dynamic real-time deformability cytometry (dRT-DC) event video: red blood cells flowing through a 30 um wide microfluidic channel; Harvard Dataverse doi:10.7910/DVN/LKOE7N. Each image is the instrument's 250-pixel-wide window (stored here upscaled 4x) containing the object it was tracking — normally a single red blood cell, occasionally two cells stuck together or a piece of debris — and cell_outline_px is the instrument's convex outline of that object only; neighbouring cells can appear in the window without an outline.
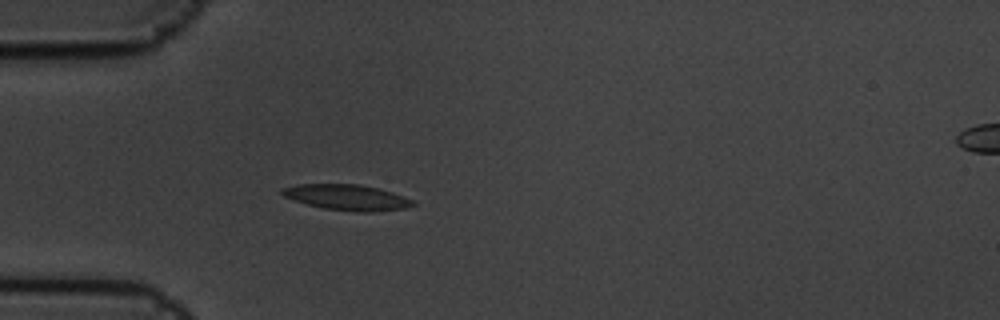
{"species": "common noctule bat (a hibernating species)", "species_latin": "Nyctalus noctula", "temperature_condition": "cold", "stored_images_in_passage": 4, "camera_frame_rate_fps": 3000, "um_per_image_px": 0.085, "animal": {"sex": "male", "body_mass_g": 19.5, "forearm_length_mm": 54.6}, "frame": {"image": 1, "passage_image": 4, "time_ms": 1.0, "image_size_px": [1000, 320], "cell_outline_px": [[416, 204], [404, 208], [372, 212], [356, 212], [324, 208], [308, 204], [284, 196], [280, 192], [284, 188], [300, 184], [360, 184], [392, 192], [404, 196], [412, 200]], "centroid_in_image_um": [29.53, 16.78], "position_along_channel_um": 55.5, "area_um2": 19.25}}